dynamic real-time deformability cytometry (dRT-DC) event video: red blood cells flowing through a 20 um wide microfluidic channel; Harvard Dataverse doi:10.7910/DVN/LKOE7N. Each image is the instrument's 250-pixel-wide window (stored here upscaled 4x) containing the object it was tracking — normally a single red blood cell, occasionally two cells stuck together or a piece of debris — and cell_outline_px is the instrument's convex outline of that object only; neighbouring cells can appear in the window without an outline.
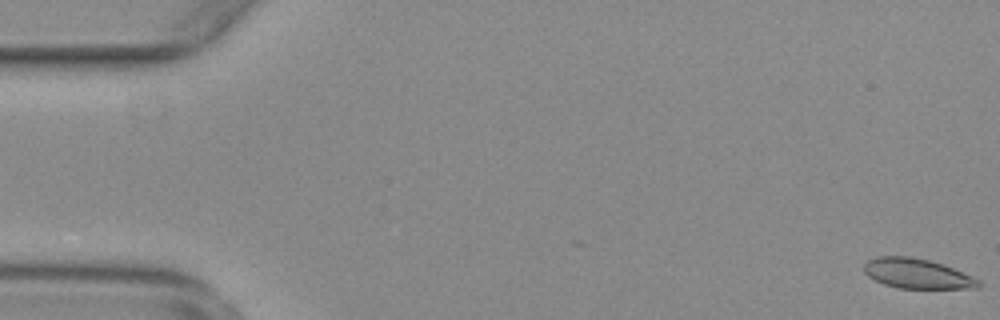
{"species": "common noctule bat (a hibernating species)", "species_latin": "Nyctalus noctula", "temperature_condition": "warm", "stored_images_in_passage": 55, "camera_frame_rate_fps": 3000, "um_per_image_px": 0.085, "animal": {"sex": "female", "body_mass_g": 29.2, "forearm_length_mm": 56.3}, "frame": {"image": 1, "passage_image": 1, "time_ms": 0.0, "image_size_px": [1000, 320], "cell_outline_px": [[980, 288], [896, 288], [884, 284], [868, 276], [864, 272], [864, 264], [868, 260], [876, 256], [908, 256], [928, 260], [944, 264], [972, 276], [980, 280]], "centroid_in_image_um": [77.95, 23.25], "position_along_channel_um": 7.0, "area_um2": 19.94}}
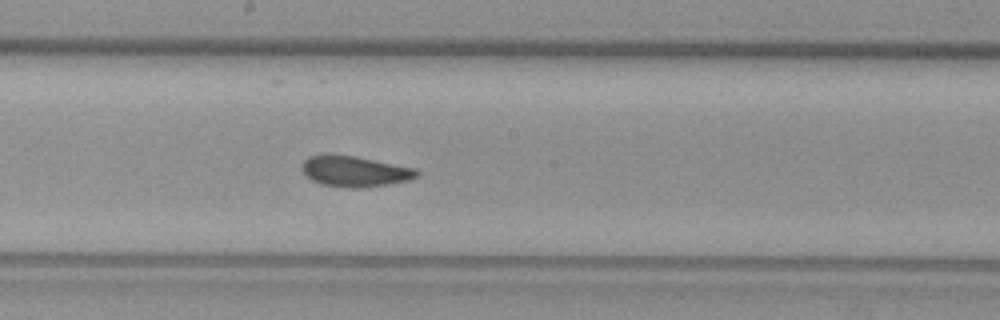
{"frame": {"image": 2, "passage_image": 30, "time_ms": 9.667, "image_size_px": [1000, 320], "cell_outline_px": [[420, 176], [408, 180], [360, 188], [348, 188], [320, 184], [312, 180], [300, 168], [304, 160], [308, 156], [324, 152], [328, 152], [356, 156], [416, 168], [420, 172]], "centroid_in_image_um": [30.11, 14.52], "position_along_channel_um": 218.1, "area_um2": 20.98}}
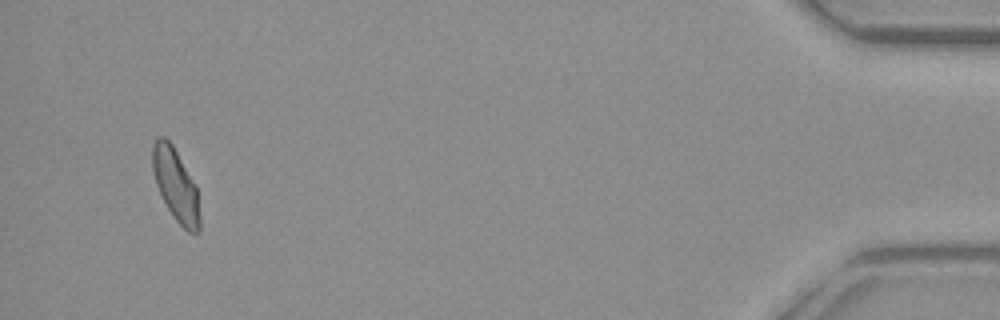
{"frame": {"image": 3, "passage_image": 53, "time_ms": 17.333, "image_size_px": [1000, 320], "cell_outline_px": [[200, 232], [188, 232], [172, 216], [156, 184], [152, 172], [152, 144], [156, 136], [164, 136], [172, 144], [196, 184], [200, 216]], "centroid_in_image_um": [14.93, 15.69], "position_along_channel_um": 420.3, "area_um2": 20.06}, "authors_computed_cell_mechanics": {"area_um2": 20.6346, "velocity_mm_per_s": 3.7367, "shape_relaxation_time_tau1_ms": 7.7469, "shape_relaxation_time_tau2_ms": 1.8778, "deformation_change_tau1": 0.1407, "deformation_change_tau2": 0.046}}